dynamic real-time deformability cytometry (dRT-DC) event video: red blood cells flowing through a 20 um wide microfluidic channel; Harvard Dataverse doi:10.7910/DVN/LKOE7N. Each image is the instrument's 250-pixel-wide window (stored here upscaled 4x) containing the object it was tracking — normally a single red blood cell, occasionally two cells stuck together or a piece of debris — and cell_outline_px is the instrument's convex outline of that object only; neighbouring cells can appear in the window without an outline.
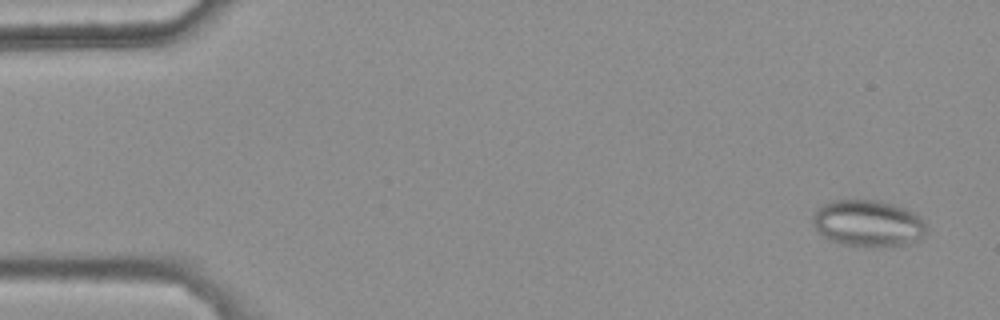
{"species": "common noctule bat (a hibernating species)", "species_latin": "Nyctalus noctula", "temperature_condition": "warm", "stored_images_in_passage": 12, "camera_frame_rate_fps": 3000, "um_per_image_px": 0.085, "animal": {"sex": "female", "body_mass_g": 25.1}, "frame": {"image": 1, "passage_image": 1, "time_ms": 0.0, "image_size_px": [1000, 320], "cell_outline_px": [[928, 228], [924, 236], [908, 244], [840, 244], [828, 240], [816, 228], [812, 220], [816, 208], [832, 200], [880, 200], [904, 208], [920, 216], [924, 220]], "centroid_in_image_um": [73.79, 18.94], "position_along_channel_um": 11.2, "area_um2": 30.29}}